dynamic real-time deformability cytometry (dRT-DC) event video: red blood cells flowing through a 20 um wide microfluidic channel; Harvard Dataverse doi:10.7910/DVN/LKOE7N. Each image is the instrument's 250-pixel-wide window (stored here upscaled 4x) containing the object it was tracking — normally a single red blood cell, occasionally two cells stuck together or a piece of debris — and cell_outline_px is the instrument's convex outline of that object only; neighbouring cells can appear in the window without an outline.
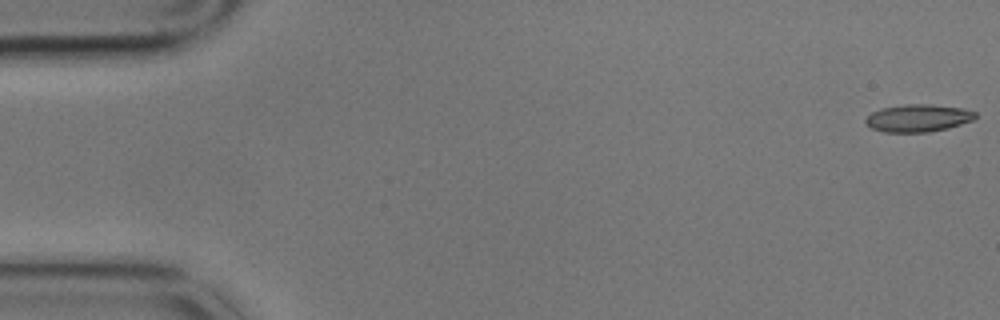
{"species": "common noctule bat (a hibernating species)", "species_latin": "Nyctalus noctula", "temperature_condition": "cold", "stored_images_in_passage": 2, "camera_frame_rate_fps": 3000, "um_per_image_px": 0.085, "animal": {"sex": "male", "body_mass_g": 17.9}, "frame": {"image": 1, "passage_image": 2, "time_ms": 0.333, "image_size_px": [1000, 320], "cell_outline_px": [[976, 116], [972, 120], [948, 128], [928, 132], [884, 132], [872, 128], [864, 120], [872, 112], [880, 108], [904, 104], [932, 104], [964, 108], [976, 112]], "centroid_in_image_um": [78.04, 10.02], "position_along_channel_um": 7.0, "area_um2": 17.57}}